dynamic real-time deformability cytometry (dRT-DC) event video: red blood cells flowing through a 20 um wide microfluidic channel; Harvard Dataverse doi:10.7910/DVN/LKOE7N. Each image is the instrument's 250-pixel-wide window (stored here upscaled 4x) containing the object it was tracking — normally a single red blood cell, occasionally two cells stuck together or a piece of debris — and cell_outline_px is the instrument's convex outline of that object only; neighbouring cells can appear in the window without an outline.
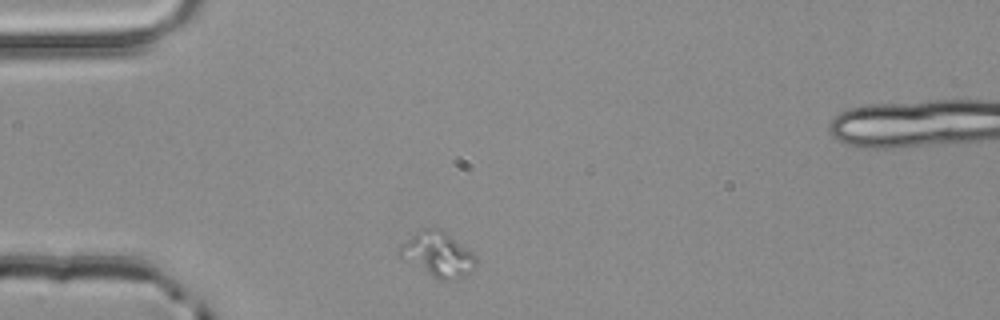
{"species": "common noctule bat (a hibernating species)", "species_latin": "Nyctalus noctula", "temperature_condition": "room temperature", "stored_images_in_passage": 1, "camera_frame_rate_fps": 3000, "um_per_image_px": 0.085, "animal": {"sex": "male", "body_mass_g": 20.4}, "frame": {"image": 1, "passage_image": 1, "time_ms": 0.0, "image_size_px": [1000, 320], "cell_outline_px": [[476, 264], [460, 280], [440, 280], [432, 276], [400, 256], [396, 252], [416, 232], [424, 228], [440, 228], [472, 252], [476, 256]], "centroid_in_image_um": [37.25, 21.63], "position_along_channel_um": 47.8, "area_um2": 19.36}}